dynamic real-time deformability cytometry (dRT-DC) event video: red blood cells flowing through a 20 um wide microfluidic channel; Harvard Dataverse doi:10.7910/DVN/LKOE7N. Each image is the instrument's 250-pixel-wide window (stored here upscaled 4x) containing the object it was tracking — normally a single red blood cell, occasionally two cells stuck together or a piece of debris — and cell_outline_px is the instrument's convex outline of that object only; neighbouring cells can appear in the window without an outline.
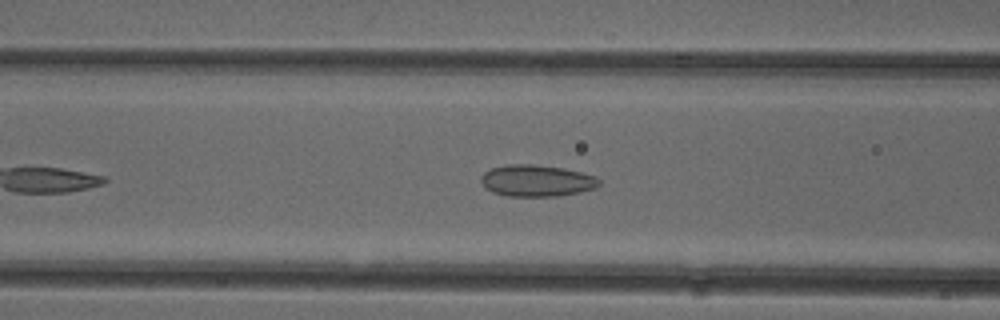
{"species": "common noctule bat (a hibernating species)", "species_latin": "Nyctalus noctula", "temperature_condition": "cold", "stored_images_in_passage": 41, "camera_frame_rate_fps": 3000, "um_per_image_px": 0.085, "animal": {"sex": "female"}, "frame": {"image": 1, "passage_image": 10, "time_ms": 3.0, "image_size_px": [1000, 320], "cell_outline_px": [[600, 184], [596, 188], [580, 192], [556, 196], [508, 196], [492, 192], [484, 188], [480, 180], [480, 176], [484, 172], [492, 168], [508, 164], [532, 164], [564, 168], [596, 176], [600, 180]], "centroid_in_image_um": [45.6, 15.36], "position_along_channel_um": 121.0, "area_um2": 21.91}}
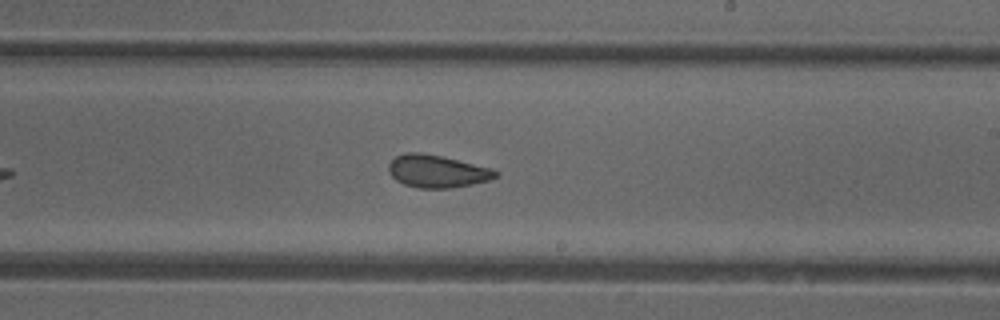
{"frame": {"image": 2, "passage_image": 20, "time_ms": 6.333, "image_size_px": [1000, 320], "cell_outline_px": [[500, 176], [492, 180], [452, 188], [420, 188], [404, 184], [396, 180], [388, 172], [388, 164], [396, 156], [404, 152], [420, 152], [440, 156], [492, 168], [500, 172]], "centroid_in_image_um": [37.18, 14.56], "position_along_channel_um": 251.8, "area_um2": 20.46}}
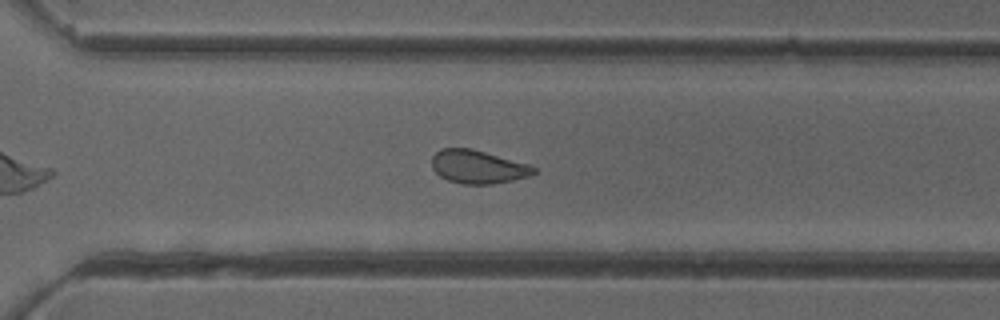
{"frame": {"image": 3, "passage_image": 26, "time_ms": 8.333, "image_size_px": [1000, 320], "cell_outline_px": [[536, 172], [528, 176], [512, 180], [492, 184], [460, 184], [448, 180], [440, 176], [432, 168], [432, 156], [440, 148], [472, 148], [532, 164], [536, 168]], "centroid_in_image_um": [40.64, 14.17], "position_along_channel_um": 330.0, "area_um2": 20.06}, "authors_computed_cell_mechanics": {"area_um2": 20.6924, "velocity_mm_per_s": 3.9239, "shape_relaxation_time_tau1_ms": null, "shape_relaxation_time_tau2_ms": 1.5274, "deformation_change_tau1": null, "deformation_change_tau2": 0.0675}}